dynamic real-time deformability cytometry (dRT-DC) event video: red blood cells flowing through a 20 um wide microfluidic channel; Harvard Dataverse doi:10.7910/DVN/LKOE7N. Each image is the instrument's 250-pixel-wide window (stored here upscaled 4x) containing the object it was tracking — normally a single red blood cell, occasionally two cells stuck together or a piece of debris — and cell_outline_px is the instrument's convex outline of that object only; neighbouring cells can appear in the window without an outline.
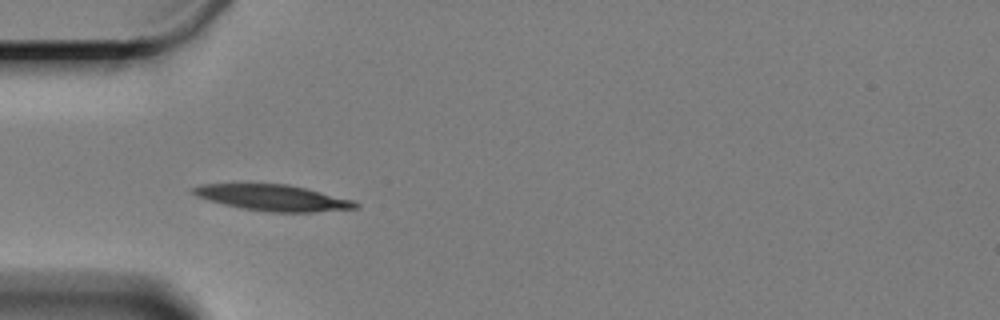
{"species": "Egyptian fruit bat (a non-hibernating species)", "species_latin": "Rousettus aegyptiacus", "temperature_condition": "cold", "stored_images_in_passage": 43, "camera_frame_rate_fps": 3000, "um_per_image_px": 0.085, "animal": {"sex": "female"}, "frame": {"image": 1, "passage_image": 1, "time_ms": 0.0, "image_size_px": [1000, 320], "cell_outline_px": [[360, 208], [316, 212], [268, 212], [240, 208], [208, 200], [196, 196], [188, 192], [188, 188], [200, 184], [288, 184], [308, 188], [352, 200], [360, 204]], "centroid_in_image_um": [23.17, 16.81], "position_along_channel_um": 61.8, "area_um2": 24.97}}
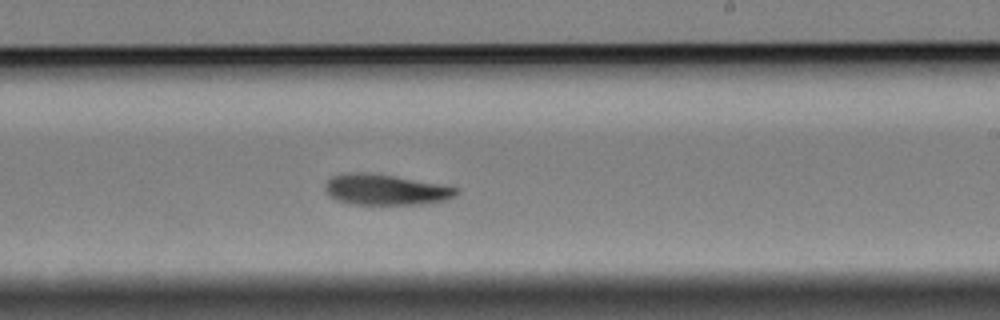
{"frame": {"image": 2, "passage_image": 19, "time_ms": 6.0, "image_size_px": [1000, 320], "cell_outline_px": [[460, 192], [456, 196], [444, 200], [428, 204], [352, 204], [336, 200], [324, 188], [324, 184], [332, 176], [348, 172], [368, 172], [444, 184], [460, 188]], "centroid_in_image_um": [32.83, 16.11], "position_along_channel_um": 256.2, "area_um2": 23.7}}
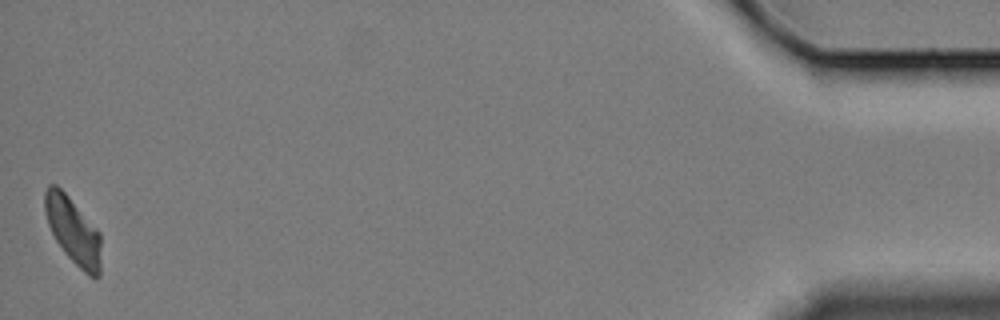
{"frame": {"image": 3, "passage_image": 43, "time_ms": 14.0, "image_size_px": [1000, 320], "cell_outline_px": [[100, 276], [96, 280], [88, 276], [64, 252], [56, 240], [48, 224], [44, 208], [44, 192], [48, 184], [56, 184], [68, 196], [100, 232]], "centroid_in_image_um": [6.21, 19.62], "position_along_channel_um": 429.0, "area_um2": 21.73}, "authors_computed_cell_mechanics": {"area_um2": 23.7558, "velocity_mm_per_s": 3.2659, "shape_relaxation_time_tau1_ms": 10.3311, "shape_relaxation_time_tau2_ms": 6.888, "deformation_change_tau1": 0.1843, "deformation_change_tau2": 0.1027}}